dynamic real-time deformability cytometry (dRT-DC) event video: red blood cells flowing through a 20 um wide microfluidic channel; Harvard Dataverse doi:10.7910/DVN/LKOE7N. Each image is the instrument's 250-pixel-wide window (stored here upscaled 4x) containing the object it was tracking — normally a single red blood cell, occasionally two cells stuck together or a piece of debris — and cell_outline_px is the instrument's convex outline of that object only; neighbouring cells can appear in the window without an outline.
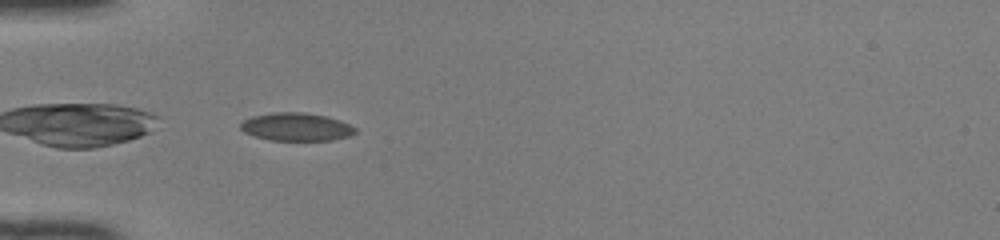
{"species": "common noctule bat (a hibernating species)", "species_latin": "Nyctalus noctula", "temperature_condition": "room temperature", "stored_images_in_passage": 35, "camera_frame_rate_fps": 3000, "um_per_image_px": 0.085, "animal": {"sex": "female", "body_mass_g": 22.0, "forearm_length_mm": 56.7}, "frame": {"image": 1, "passage_image": 1, "time_ms": 0.0, "image_size_px": [1000, 240], "cell_outline_px": [[356, 132], [348, 136], [332, 140], [268, 140], [244, 132], [240, 128], [240, 124], [244, 120], [252, 116], [272, 112], [304, 112], [328, 116], [340, 120], [356, 128]], "centroid_in_image_um": [25.18, 10.77], "position_along_channel_um": 59.8, "area_um2": 18.73}}
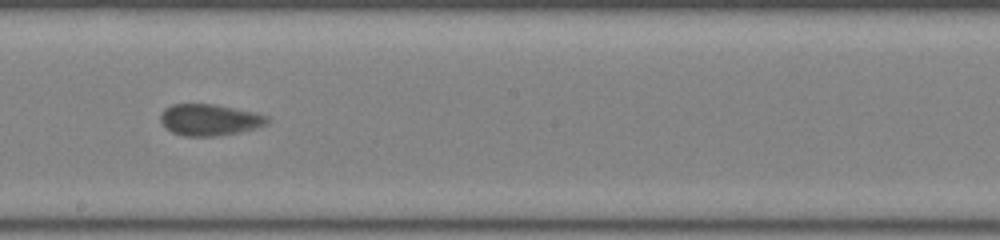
{"frame": {"image": 2, "passage_image": 14, "time_ms": 4.333, "image_size_px": [1000, 240], "cell_outline_px": [[268, 124], [256, 128], [240, 132], [212, 136], [184, 136], [172, 132], [160, 120], [160, 116], [164, 108], [172, 104], [212, 104], [252, 112], [268, 116]], "centroid_in_image_um": [17.8, 10.18], "position_along_channel_um": 230.4, "area_um2": 19.31}}
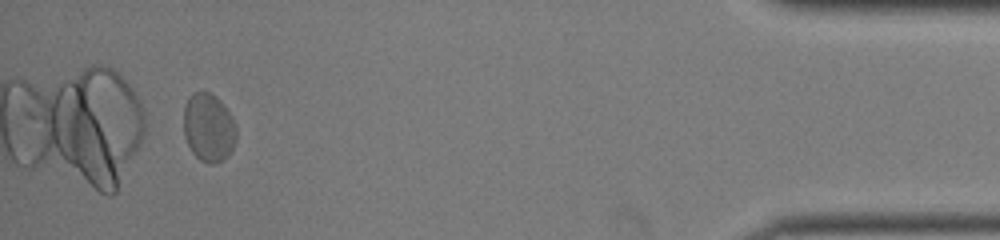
{"frame": {"image": 3, "passage_image": 32, "time_ms": 10.333, "image_size_px": [1000, 240], "cell_outline_px": [[236, 140], [228, 156], [224, 160], [216, 164], [208, 164], [200, 160], [192, 152], [184, 136], [184, 108], [188, 96], [196, 92], [212, 92], [220, 100], [232, 116], [236, 124]], "centroid_in_image_um": [17.74, 10.85], "position_along_channel_um": 417.5, "area_um2": 21.27}, "authors_computed_cell_mechanics": {"area_um2": 19.9988, "velocity_mm_per_s": 4.0951, "shape_relaxation_time_tau1_ms": 7.6969, "shape_relaxation_time_tau2_ms": 1.2108, "deformation_change_tau1": 0.1073, "deformation_change_tau2": 0.0528}}